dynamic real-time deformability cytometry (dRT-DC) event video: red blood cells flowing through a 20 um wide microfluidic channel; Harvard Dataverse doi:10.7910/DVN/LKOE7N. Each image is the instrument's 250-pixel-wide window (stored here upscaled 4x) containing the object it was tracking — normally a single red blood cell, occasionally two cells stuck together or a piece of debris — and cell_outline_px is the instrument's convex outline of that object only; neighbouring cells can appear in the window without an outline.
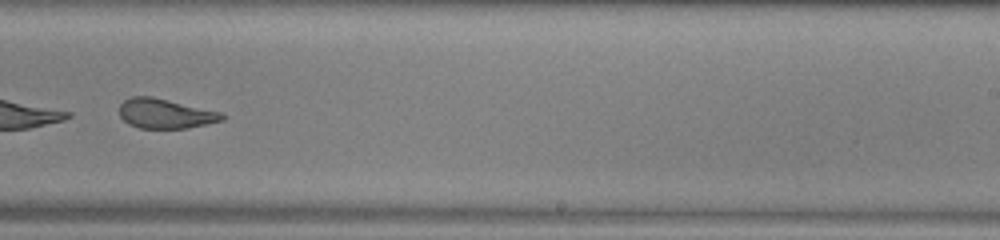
{"species": "common noctule bat (a hibernating species)", "species_latin": "Nyctalus noctula", "temperature_condition": "warm", "stored_images_in_passage": 19, "camera_frame_rate_fps": 3000, "um_per_image_px": 0.085, "animal": {"sex": "male", "body_mass_g": 13.0, "forearm_length_mm": 53.1}, "frame": {"image": 1, "passage_image": 16, "time_ms": 5.0, "image_size_px": [1000, 240], "cell_outline_px": [[224, 120], [188, 128], [140, 128], [128, 124], [120, 116], [120, 104], [124, 100], [132, 96], [152, 96], [220, 112], [224, 116]], "centroid_in_image_um": [14.02, 9.65], "position_along_channel_um": 275.0, "area_um2": 17.63}}